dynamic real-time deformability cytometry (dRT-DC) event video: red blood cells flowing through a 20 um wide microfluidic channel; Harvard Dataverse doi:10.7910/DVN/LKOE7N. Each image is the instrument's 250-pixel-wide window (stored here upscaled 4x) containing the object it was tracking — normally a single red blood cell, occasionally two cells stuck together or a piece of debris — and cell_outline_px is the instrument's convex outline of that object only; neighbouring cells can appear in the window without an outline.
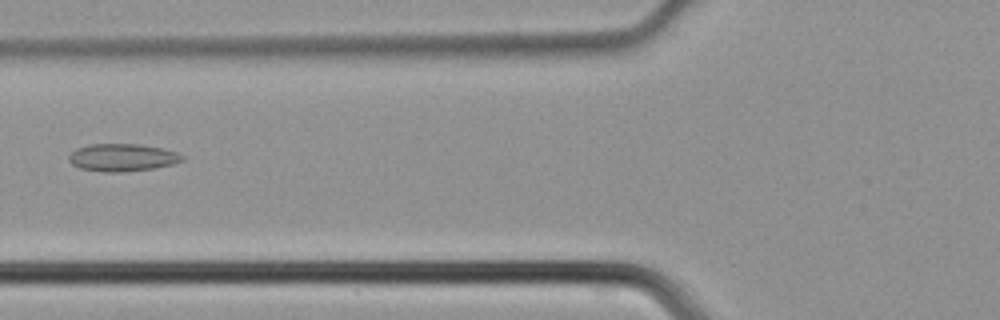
{"species": "common noctule bat (a hibernating species)", "species_latin": "Nyctalus noctula", "temperature_condition": "cold", "stored_images_in_passage": 44, "camera_frame_rate_fps": 3000, "um_per_image_px": 0.085, "animal": {"sex": "male", "body_mass_g": 21.5, "forearm_length_mm": 52.0}, "frame": {"image": 1, "passage_image": 16, "time_ms": 5.0, "image_size_px": [1000, 320], "cell_outline_px": [[184, 160], [172, 164], [156, 168], [116, 172], [104, 172], [80, 168], [72, 164], [68, 160], [68, 156], [76, 148], [88, 144], [136, 144], [164, 148], [176, 152], [184, 156]], "centroid_in_image_um": [10.39, 13.38], "position_along_channel_um": 115.4, "area_um2": 18.21}}
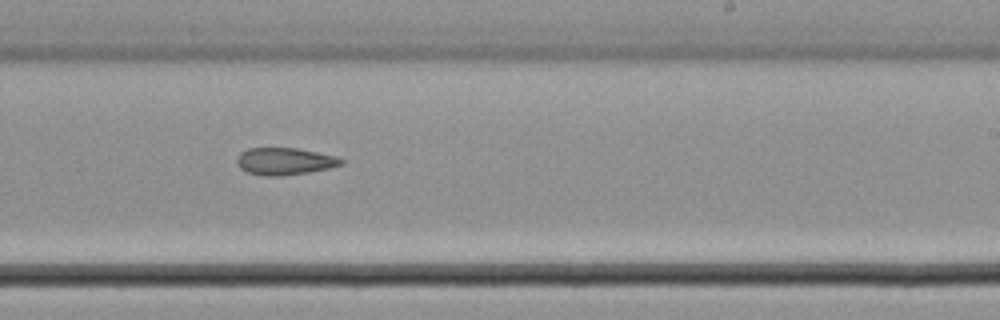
{"frame": {"image": 2, "passage_image": 26, "time_ms": 8.333, "image_size_px": [1000, 320], "cell_outline_px": [[344, 164], [328, 168], [308, 172], [284, 176], [264, 176], [248, 172], [240, 168], [236, 164], [236, 160], [240, 152], [248, 148], [296, 148], [336, 156], [344, 160]], "centroid_in_image_um": [24.18, 13.71], "position_along_channel_um": 264.8, "area_um2": 16.53}}
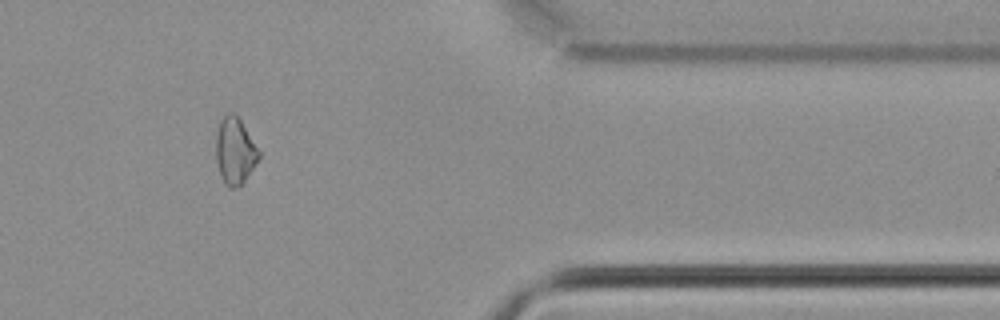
{"frame": {"image": 3, "passage_image": 36, "time_ms": 11.667, "image_size_px": [1000, 320], "cell_outline_px": [[260, 156], [244, 180], [236, 188], [228, 188], [220, 176], [216, 160], [216, 132], [220, 120], [228, 112], [232, 112], [240, 120], [260, 152]], "centroid_in_image_um": [19.93, 12.83], "position_along_channel_um": 391.5, "area_um2": 16.36}}